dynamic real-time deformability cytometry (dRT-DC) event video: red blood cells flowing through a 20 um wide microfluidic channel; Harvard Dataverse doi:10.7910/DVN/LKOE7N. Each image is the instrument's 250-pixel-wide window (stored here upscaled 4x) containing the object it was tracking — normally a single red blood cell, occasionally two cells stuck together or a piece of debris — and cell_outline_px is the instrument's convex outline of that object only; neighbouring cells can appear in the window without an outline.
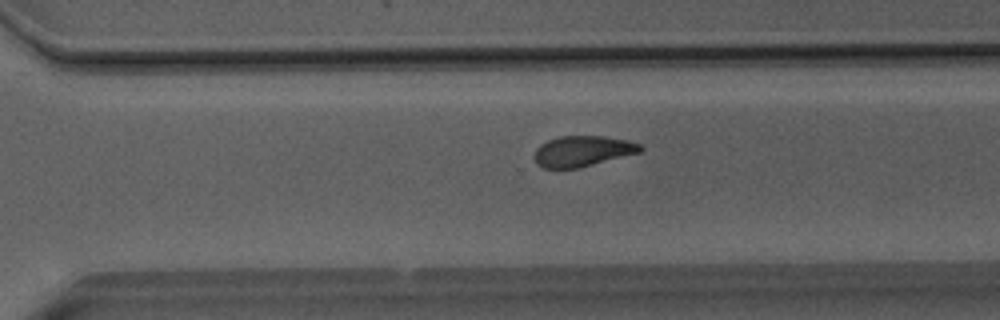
{"species": "Egyptian fruit bat (a non-hibernating species)", "species_latin": "Rousettus aegyptiacus", "temperature_condition": "room temperature", "stored_images_in_passage": 33, "camera_frame_rate_fps": 3000, "um_per_image_px": 0.085, "animal": {"sex": "male"}, "frame": {"image": 1, "passage_image": 21, "time_ms": 6.667, "image_size_px": [1000, 320], "cell_outline_px": [[644, 148], [640, 152], [576, 168], [540, 168], [536, 164], [536, 148], [540, 144], [548, 140], [560, 136], [604, 136], [628, 140], [640, 144]], "centroid_in_image_um": [49.51, 12.83], "position_along_channel_um": 321.1, "area_um2": 18.73}}
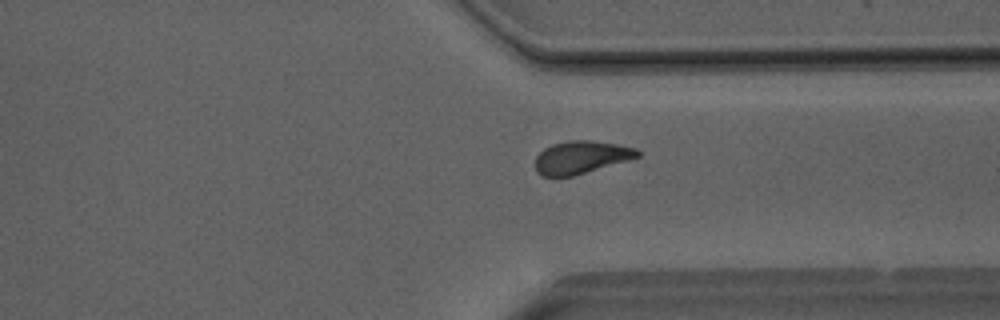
{"frame": {"image": 2, "passage_image": 24, "time_ms": 7.667, "image_size_px": [1000, 320], "cell_outline_px": [[640, 156], [628, 160], [572, 176], [540, 176], [536, 172], [536, 156], [544, 148], [552, 144], [568, 140], [588, 140], [616, 144], [636, 148], [640, 152]], "centroid_in_image_um": [49.37, 13.36], "position_along_channel_um": 362.0, "area_um2": 19.36}}
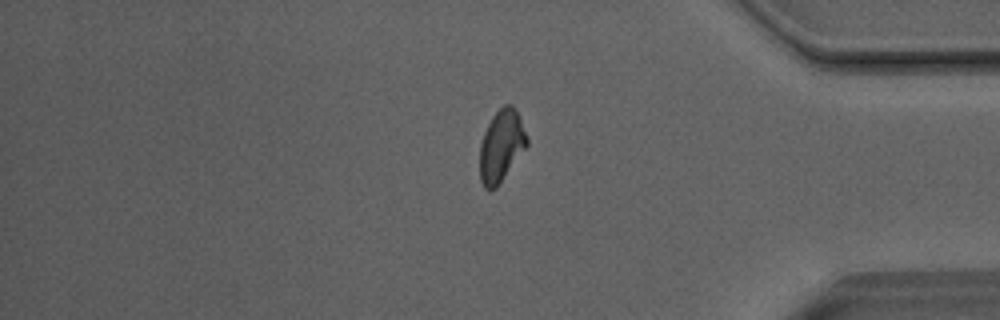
{"frame": {"image": 3, "passage_image": 28, "time_ms": 9.0, "image_size_px": [1000, 320], "cell_outline_px": [[528, 144], [496, 188], [484, 188], [480, 180], [480, 144], [484, 132], [492, 116], [504, 104], [512, 104], [520, 120], [528, 140]], "centroid_in_image_um": [42.59, 12.39], "position_along_channel_um": 392.6, "area_um2": 19.31}}